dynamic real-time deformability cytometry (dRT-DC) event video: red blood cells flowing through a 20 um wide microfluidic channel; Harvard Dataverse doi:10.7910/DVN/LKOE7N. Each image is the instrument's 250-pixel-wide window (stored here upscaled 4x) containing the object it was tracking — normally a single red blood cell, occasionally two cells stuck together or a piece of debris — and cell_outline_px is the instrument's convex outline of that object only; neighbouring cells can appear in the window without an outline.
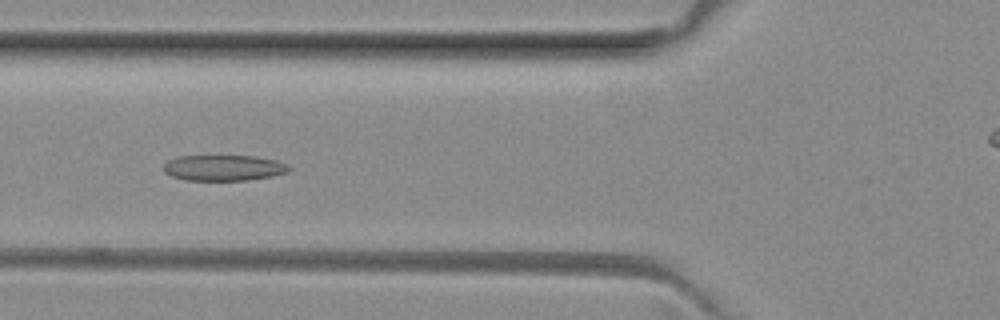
{"species": "common noctule bat (a hibernating species)", "species_latin": "Nyctalus noctula", "temperature_condition": "room temperature", "stored_images_in_passage": 50, "camera_frame_rate_fps": 3000, "um_per_image_px": 0.085, "animal": {"sex": "female", "body_mass_g": 29.2, "forearm_length_mm": 56.3}, "frame": {"image": 1, "passage_image": 17, "time_ms": 5.333, "image_size_px": [1000, 320], "cell_outline_px": [[292, 168], [288, 172], [272, 176], [248, 180], [184, 180], [172, 176], [164, 172], [164, 164], [168, 160], [176, 156], [256, 156], [276, 160], [288, 164]], "centroid_in_image_um": [19.03, 14.26], "position_along_channel_um": 106.8, "area_um2": 18.96}}
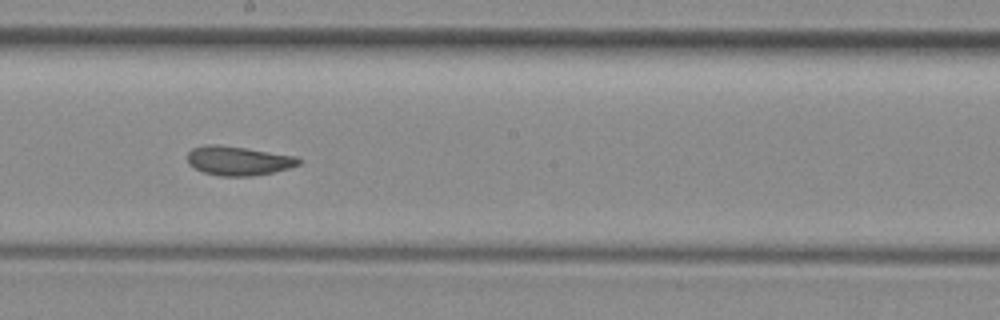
{"frame": {"image": 2, "passage_image": 26, "time_ms": 8.333, "image_size_px": [1000, 320], "cell_outline_px": [[300, 164], [288, 168], [272, 172], [252, 176], [220, 176], [204, 172], [188, 164], [188, 152], [192, 148], [204, 144], [216, 144], [244, 148], [296, 156], [300, 160]], "centroid_in_image_um": [20.23, 13.66], "position_along_channel_um": 228.0, "area_um2": 18.73}}
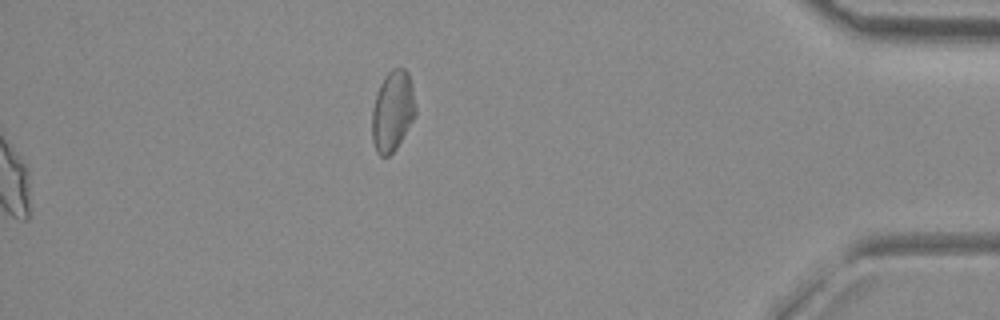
{"frame": {"image": 3, "passage_image": 50, "time_ms": 16.333, "image_size_px": [1000, 320], "cell_outline_px": [[416, 112], [412, 120], [396, 148], [388, 156], [380, 156], [376, 152], [372, 140], [372, 108], [380, 84], [384, 76], [392, 68], [404, 68], [408, 72], [412, 88], [416, 108]], "centroid_in_image_um": [33.35, 9.43], "position_along_channel_um": 401.9, "area_um2": 20.23}, "authors_computed_cell_mechanics": {"area_um2": 19.6809, "velocity_mm_per_s": 4.0388, "shape_relaxation_time_tau1_ms": null, "shape_relaxation_time_tau2_ms": 2.0437, "deformation_change_tau1": null, "deformation_change_tau2": 0.0779}}